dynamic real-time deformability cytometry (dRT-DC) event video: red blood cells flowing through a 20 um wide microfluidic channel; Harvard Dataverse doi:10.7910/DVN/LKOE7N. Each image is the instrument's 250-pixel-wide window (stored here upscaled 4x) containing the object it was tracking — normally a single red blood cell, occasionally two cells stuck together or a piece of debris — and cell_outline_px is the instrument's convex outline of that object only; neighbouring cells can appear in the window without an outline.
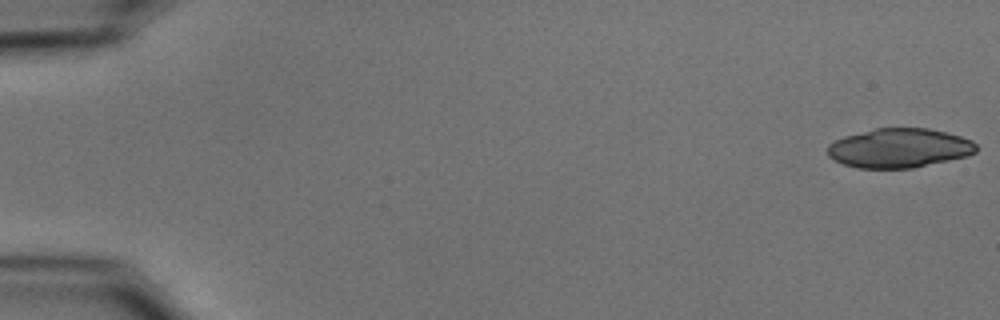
{"species": "common noctule bat (a hibernating species)", "species_latin": "Nyctalus noctula", "temperature_condition": "cold", "stored_images_in_passage": 22, "camera_frame_rate_fps": 3000, "um_per_image_px": 0.085, "animal": {"sex": "male", "body_mass_g": 15.6}, "frame": {"image": 1, "passage_image": 1, "time_ms": 0.0, "image_size_px": [1000, 320], "cell_outline_px": [[976, 152], [968, 156], [912, 168], [856, 168], [844, 164], [828, 156], [828, 144], [844, 136], [876, 128], [928, 128], [960, 136], [972, 140], [976, 144]], "centroid_in_image_um": [76.44, 12.59], "position_along_channel_um": 8.6, "area_um2": 33.93}}